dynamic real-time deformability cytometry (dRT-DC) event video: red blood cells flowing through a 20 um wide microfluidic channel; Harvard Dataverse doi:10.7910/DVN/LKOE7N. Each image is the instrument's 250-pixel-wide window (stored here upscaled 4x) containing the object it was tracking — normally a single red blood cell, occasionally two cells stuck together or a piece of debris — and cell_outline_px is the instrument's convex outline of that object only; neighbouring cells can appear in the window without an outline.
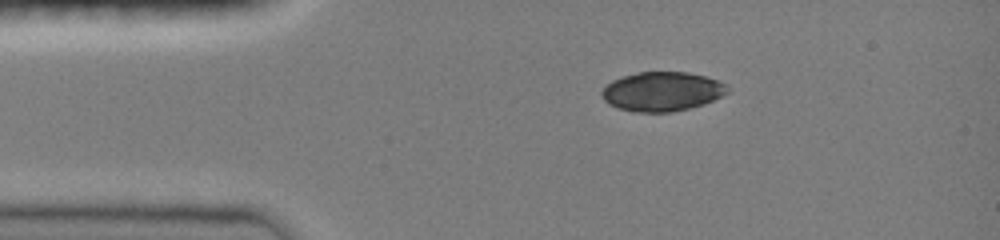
{"species": "common noctule bat (a hibernating species)", "species_latin": "Nyctalus noctula", "temperature_condition": "room temperature", "stored_images_in_passage": 4, "camera_frame_rate_fps": 3000, "um_per_image_px": 0.085, "animal": {"sex": "female", "body_mass_g": 19.0, "forearm_length_mm": 51.5}, "frame": {"image": 1, "passage_image": 1, "time_ms": 0.0, "image_size_px": [1000, 240], "cell_outline_px": [[728, 92], [704, 104], [672, 112], [636, 112], [620, 108], [608, 104], [604, 100], [600, 92], [612, 80], [624, 76], [640, 72], [688, 72], [704, 76], [716, 80], [724, 84], [728, 88]], "centroid_in_image_um": [56.25, 7.78], "position_along_channel_um": 28.7, "area_um2": 28.44}}